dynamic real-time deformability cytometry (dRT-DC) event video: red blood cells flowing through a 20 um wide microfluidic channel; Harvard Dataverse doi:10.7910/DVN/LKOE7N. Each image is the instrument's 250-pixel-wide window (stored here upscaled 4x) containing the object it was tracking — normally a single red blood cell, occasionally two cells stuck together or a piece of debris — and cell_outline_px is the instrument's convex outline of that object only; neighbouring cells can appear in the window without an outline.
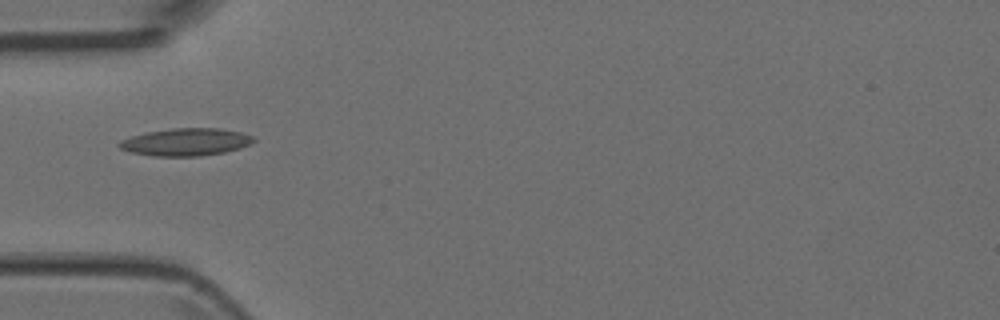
{"species": "Egyptian fruit bat (a non-hibernating species)", "species_latin": "Rousettus aegyptiacus", "temperature_condition": "room temperature", "stored_images_in_passage": 3, "camera_frame_rate_fps": 3000, "um_per_image_px": 0.085, "animal": {"sex": "female"}, "frame": {"image": 1, "passage_image": 3, "time_ms": 0.667, "image_size_px": [1000, 320], "cell_outline_px": [[256, 140], [240, 148], [224, 152], [200, 156], [156, 156], [132, 152], [120, 148], [116, 144], [120, 140], [132, 136], [148, 132], [172, 128], [220, 128], [240, 132], [256, 136]], "centroid_in_image_um": [15.82, 12.06], "position_along_channel_um": 69.2, "area_um2": 21.44}}